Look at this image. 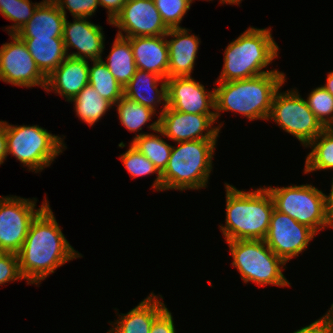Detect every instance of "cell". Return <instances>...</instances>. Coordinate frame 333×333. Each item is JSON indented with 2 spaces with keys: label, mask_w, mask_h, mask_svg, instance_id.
Wrapping results in <instances>:
<instances>
[{
  "label": "cell",
  "mask_w": 333,
  "mask_h": 333,
  "mask_svg": "<svg viewBox=\"0 0 333 333\" xmlns=\"http://www.w3.org/2000/svg\"><path fill=\"white\" fill-rule=\"evenodd\" d=\"M241 1L242 0H223V4H229V5H231V4H237V5H239L240 3H241Z\"/></svg>",
  "instance_id": "cell-42"
},
{
  "label": "cell",
  "mask_w": 333,
  "mask_h": 333,
  "mask_svg": "<svg viewBox=\"0 0 333 333\" xmlns=\"http://www.w3.org/2000/svg\"><path fill=\"white\" fill-rule=\"evenodd\" d=\"M93 66L89 65V85L96 92L109 101L113 106L123 97L124 88L117 82L103 63V58L93 60Z\"/></svg>",
  "instance_id": "cell-28"
},
{
  "label": "cell",
  "mask_w": 333,
  "mask_h": 333,
  "mask_svg": "<svg viewBox=\"0 0 333 333\" xmlns=\"http://www.w3.org/2000/svg\"><path fill=\"white\" fill-rule=\"evenodd\" d=\"M66 17L68 9L73 18H90L99 6V0H53Z\"/></svg>",
  "instance_id": "cell-34"
},
{
  "label": "cell",
  "mask_w": 333,
  "mask_h": 333,
  "mask_svg": "<svg viewBox=\"0 0 333 333\" xmlns=\"http://www.w3.org/2000/svg\"><path fill=\"white\" fill-rule=\"evenodd\" d=\"M193 1V0H192ZM208 1H210V0H208ZM212 1V0H211ZM220 4H223V0H220Z\"/></svg>",
  "instance_id": "cell-43"
},
{
  "label": "cell",
  "mask_w": 333,
  "mask_h": 333,
  "mask_svg": "<svg viewBox=\"0 0 333 333\" xmlns=\"http://www.w3.org/2000/svg\"><path fill=\"white\" fill-rule=\"evenodd\" d=\"M65 19L53 0H43L16 35L19 38H62Z\"/></svg>",
  "instance_id": "cell-21"
},
{
  "label": "cell",
  "mask_w": 333,
  "mask_h": 333,
  "mask_svg": "<svg viewBox=\"0 0 333 333\" xmlns=\"http://www.w3.org/2000/svg\"><path fill=\"white\" fill-rule=\"evenodd\" d=\"M232 255V266L241 275L243 282H253L264 287L276 285L290 286L282 273L286 262L277 256L264 240L226 241Z\"/></svg>",
  "instance_id": "cell-6"
},
{
  "label": "cell",
  "mask_w": 333,
  "mask_h": 333,
  "mask_svg": "<svg viewBox=\"0 0 333 333\" xmlns=\"http://www.w3.org/2000/svg\"><path fill=\"white\" fill-rule=\"evenodd\" d=\"M306 147L312 150L306 157L304 174L333 169V128H325Z\"/></svg>",
  "instance_id": "cell-26"
},
{
  "label": "cell",
  "mask_w": 333,
  "mask_h": 333,
  "mask_svg": "<svg viewBox=\"0 0 333 333\" xmlns=\"http://www.w3.org/2000/svg\"><path fill=\"white\" fill-rule=\"evenodd\" d=\"M136 68L168 78L169 53L165 35L130 37Z\"/></svg>",
  "instance_id": "cell-19"
},
{
  "label": "cell",
  "mask_w": 333,
  "mask_h": 333,
  "mask_svg": "<svg viewBox=\"0 0 333 333\" xmlns=\"http://www.w3.org/2000/svg\"><path fill=\"white\" fill-rule=\"evenodd\" d=\"M120 123L130 132H140L155 111L123 96L116 104Z\"/></svg>",
  "instance_id": "cell-29"
},
{
  "label": "cell",
  "mask_w": 333,
  "mask_h": 333,
  "mask_svg": "<svg viewBox=\"0 0 333 333\" xmlns=\"http://www.w3.org/2000/svg\"><path fill=\"white\" fill-rule=\"evenodd\" d=\"M286 81L283 72H268L248 79L215 82V115L232 111L252 120H267L276 91Z\"/></svg>",
  "instance_id": "cell-2"
},
{
  "label": "cell",
  "mask_w": 333,
  "mask_h": 333,
  "mask_svg": "<svg viewBox=\"0 0 333 333\" xmlns=\"http://www.w3.org/2000/svg\"><path fill=\"white\" fill-rule=\"evenodd\" d=\"M274 209L311 228L316 234L332 228L326 215V195L311 184L267 187Z\"/></svg>",
  "instance_id": "cell-8"
},
{
  "label": "cell",
  "mask_w": 333,
  "mask_h": 333,
  "mask_svg": "<svg viewBox=\"0 0 333 333\" xmlns=\"http://www.w3.org/2000/svg\"><path fill=\"white\" fill-rule=\"evenodd\" d=\"M164 24L169 28H181L180 23L190 9L192 0H153Z\"/></svg>",
  "instance_id": "cell-33"
},
{
  "label": "cell",
  "mask_w": 333,
  "mask_h": 333,
  "mask_svg": "<svg viewBox=\"0 0 333 333\" xmlns=\"http://www.w3.org/2000/svg\"><path fill=\"white\" fill-rule=\"evenodd\" d=\"M111 23L119 29L116 35L125 38L161 36L169 30L153 0H127Z\"/></svg>",
  "instance_id": "cell-14"
},
{
  "label": "cell",
  "mask_w": 333,
  "mask_h": 333,
  "mask_svg": "<svg viewBox=\"0 0 333 333\" xmlns=\"http://www.w3.org/2000/svg\"><path fill=\"white\" fill-rule=\"evenodd\" d=\"M7 156L28 167V171L41 172L66 148L64 139L49 133L39 125H11L6 122Z\"/></svg>",
  "instance_id": "cell-7"
},
{
  "label": "cell",
  "mask_w": 333,
  "mask_h": 333,
  "mask_svg": "<svg viewBox=\"0 0 333 333\" xmlns=\"http://www.w3.org/2000/svg\"><path fill=\"white\" fill-rule=\"evenodd\" d=\"M7 158L6 121H0V165Z\"/></svg>",
  "instance_id": "cell-39"
},
{
  "label": "cell",
  "mask_w": 333,
  "mask_h": 333,
  "mask_svg": "<svg viewBox=\"0 0 333 333\" xmlns=\"http://www.w3.org/2000/svg\"><path fill=\"white\" fill-rule=\"evenodd\" d=\"M184 27L172 28L165 35L168 45V78L191 76L198 53L200 39L188 34ZM168 37L172 39L167 40Z\"/></svg>",
  "instance_id": "cell-17"
},
{
  "label": "cell",
  "mask_w": 333,
  "mask_h": 333,
  "mask_svg": "<svg viewBox=\"0 0 333 333\" xmlns=\"http://www.w3.org/2000/svg\"><path fill=\"white\" fill-rule=\"evenodd\" d=\"M119 159H121L123 165L133 179L136 177L147 176L156 173L157 176L154 180L152 188L156 189V191H162L161 173L147 157H145L131 144L129 145V149L119 156Z\"/></svg>",
  "instance_id": "cell-31"
},
{
  "label": "cell",
  "mask_w": 333,
  "mask_h": 333,
  "mask_svg": "<svg viewBox=\"0 0 333 333\" xmlns=\"http://www.w3.org/2000/svg\"><path fill=\"white\" fill-rule=\"evenodd\" d=\"M158 84H160V89L157 88ZM123 96L155 112L157 104L162 103L164 106L160 110L161 115L167 106V79H163L155 73L137 69L124 87Z\"/></svg>",
  "instance_id": "cell-20"
},
{
  "label": "cell",
  "mask_w": 333,
  "mask_h": 333,
  "mask_svg": "<svg viewBox=\"0 0 333 333\" xmlns=\"http://www.w3.org/2000/svg\"><path fill=\"white\" fill-rule=\"evenodd\" d=\"M13 40L0 47V80L19 87L40 86L44 90L47 78L38 69L26 44L16 34H10Z\"/></svg>",
  "instance_id": "cell-12"
},
{
  "label": "cell",
  "mask_w": 333,
  "mask_h": 333,
  "mask_svg": "<svg viewBox=\"0 0 333 333\" xmlns=\"http://www.w3.org/2000/svg\"><path fill=\"white\" fill-rule=\"evenodd\" d=\"M279 46L268 28L249 27L228 44L224 51L223 69L215 82L248 79L276 69L263 70L278 57Z\"/></svg>",
  "instance_id": "cell-4"
},
{
  "label": "cell",
  "mask_w": 333,
  "mask_h": 333,
  "mask_svg": "<svg viewBox=\"0 0 333 333\" xmlns=\"http://www.w3.org/2000/svg\"><path fill=\"white\" fill-rule=\"evenodd\" d=\"M306 102L325 128H333V96L322 85L310 92Z\"/></svg>",
  "instance_id": "cell-32"
},
{
  "label": "cell",
  "mask_w": 333,
  "mask_h": 333,
  "mask_svg": "<svg viewBox=\"0 0 333 333\" xmlns=\"http://www.w3.org/2000/svg\"><path fill=\"white\" fill-rule=\"evenodd\" d=\"M47 78L67 57L63 38H20Z\"/></svg>",
  "instance_id": "cell-23"
},
{
  "label": "cell",
  "mask_w": 333,
  "mask_h": 333,
  "mask_svg": "<svg viewBox=\"0 0 333 333\" xmlns=\"http://www.w3.org/2000/svg\"><path fill=\"white\" fill-rule=\"evenodd\" d=\"M315 236L311 228L274 209L264 241L287 263L305 251Z\"/></svg>",
  "instance_id": "cell-13"
},
{
  "label": "cell",
  "mask_w": 333,
  "mask_h": 333,
  "mask_svg": "<svg viewBox=\"0 0 333 333\" xmlns=\"http://www.w3.org/2000/svg\"><path fill=\"white\" fill-rule=\"evenodd\" d=\"M293 333H333V303L324 316Z\"/></svg>",
  "instance_id": "cell-36"
},
{
  "label": "cell",
  "mask_w": 333,
  "mask_h": 333,
  "mask_svg": "<svg viewBox=\"0 0 333 333\" xmlns=\"http://www.w3.org/2000/svg\"><path fill=\"white\" fill-rule=\"evenodd\" d=\"M215 122L216 115L183 113L166 106L157 120L147 127L178 143L217 140L223 124L214 127Z\"/></svg>",
  "instance_id": "cell-11"
},
{
  "label": "cell",
  "mask_w": 333,
  "mask_h": 333,
  "mask_svg": "<svg viewBox=\"0 0 333 333\" xmlns=\"http://www.w3.org/2000/svg\"><path fill=\"white\" fill-rule=\"evenodd\" d=\"M276 91L268 120H273L282 130L295 136L302 146L314 140L325 127L308 107L297 89Z\"/></svg>",
  "instance_id": "cell-9"
},
{
  "label": "cell",
  "mask_w": 333,
  "mask_h": 333,
  "mask_svg": "<svg viewBox=\"0 0 333 333\" xmlns=\"http://www.w3.org/2000/svg\"><path fill=\"white\" fill-rule=\"evenodd\" d=\"M127 0H99V5L107 9L108 23L112 25L114 18L121 12Z\"/></svg>",
  "instance_id": "cell-38"
},
{
  "label": "cell",
  "mask_w": 333,
  "mask_h": 333,
  "mask_svg": "<svg viewBox=\"0 0 333 333\" xmlns=\"http://www.w3.org/2000/svg\"><path fill=\"white\" fill-rule=\"evenodd\" d=\"M326 215L330 226L333 228V177L331 191L329 195H326Z\"/></svg>",
  "instance_id": "cell-40"
},
{
  "label": "cell",
  "mask_w": 333,
  "mask_h": 333,
  "mask_svg": "<svg viewBox=\"0 0 333 333\" xmlns=\"http://www.w3.org/2000/svg\"><path fill=\"white\" fill-rule=\"evenodd\" d=\"M167 106L183 113L215 115V89L206 91L191 76L167 78Z\"/></svg>",
  "instance_id": "cell-15"
},
{
  "label": "cell",
  "mask_w": 333,
  "mask_h": 333,
  "mask_svg": "<svg viewBox=\"0 0 333 333\" xmlns=\"http://www.w3.org/2000/svg\"><path fill=\"white\" fill-rule=\"evenodd\" d=\"M40 3H32L30 0H0V14L14 22L12 26L5 28L8 35L16 34L33 16Z\"/></svg>",
  "instance_id": "cell-30"
},
{
  "label": "cell",
  "mask_w": 333,
  "mask_h": 333,
  "mask_svg": "<svg viewBox=\"0 0 333 333\" xmlns=\"http://www.w3.org/2000/svg\"><path fill=\"white\" fill-rule=\"evenodd\" d=\"M70 102H74L76 115L89 126L94 125L113 106L101 97L94 87L86 85Z\"/></svg>",
  "instance_id": "cell-25"
},
{
  "label": "cell",
  "mask_w": 333,
  "mask_h": 333,
  "mask_svg": "<svg viewBox=\"0 0 333 333\" xmlns=\"http://www.w3.org/2000/svg\"><path fill=\"white\" fill-rule=\"evenodd\" d=\"M89 65L88 60L68 56L47 77L46 92L54 91L70 102L89 84Z\"/></svg>",
  "instance_id": "cell-18"
},
{
  "label": "cell",
  "mask_w": 333,
  "mask_h": 333,
  "mask_svg": "<svg viewBox=\"0 0 333 333\" xmlns=\"http://www.w3.org/2000/svg\"><path fill=\"white\" fill-rule=\"evenodd\" d=\"M87 18H75L73 23L65 19L63 41L69 57L87 60L102 59L104 35L102 27L87 21ZM77 49V52L69 53V48Z\"/></svg>",
  "instance_id": "cell-16"
},
{
  "label": "cell",
  "mask_w": 333,
  "mask_h": 333,
  "mask_svg": "<svg viewBox=\"0 0 333 333\" xmlns=\"http://www.w3.org/2000/svg\"><path fill=\"white\" fill-rule=\"evenodd\" d=\"M226 219L219 227L225 241L264 240L274 210L271 195L264 187L238 190L225 183Z\"/></svg>",
  "instance_id": "cell-3"
},
{
  "label": "cell",
  "mask_w": 333,
  "mask_h": 333,
  "mask_svg": "<svg viewBox=\"0 0 333 333\" xmlns=\"http://www.w3.org/2000/svg\"><path fill=\"white\" fill-rule=\"evenodd\" d=\"M106 59L107 62L103 61V63L121 87L124 88L137 70L130 41L125 37L116 35L111 52H109Z\"/></svg>",
  "instance_id": "cell-24"
},
{
  "label": "cell",
  "mask_w": 333,
  "mask_h": 333,
  "mask_svg": "<svg viewBox=\"0 0 333 333\" xmlns=\"http://www.w3.org/2000/svg\"><path fill=\"white\" fill-rule=\"evenodd\" d=\"M17 255L24 280L36 285L66 262L83 257L65 238L49 203L31 222Z\"/></svg>",
  "instance_id": "cell-1"
},
{
  "label": "cell",
  "mask_w": 333,
  "mask_h": 333,
  "mask_svg": "<svg viewBox=\"0 0 333 333\" xmlns=\"http://www.w3.org/2000/svg\"><path fill=\"white\" fill-rule=\"evenodd\" d=\"M162 295L149 294L126 314H119L107 333H149L154 319L166 308ZM162 301V302H161Z\"/></svg>",
  "instance_id": "cell-22"
},
{
  "label": "cell",
  "mask_w": 333,
  "mask_h": 333,
  "mask_svg": "<svg viewBox=\"0 0 333 333\" xmlns=\"http://www.w3.org/2000/svg\"><path fill=\"white\" fill-rule=\"evenodd\" d=\"M172 313L166 307L153 321L149 333H176Z\"/></svg>",
  "instance_id": "cell-37"
},
{
  "label": "cell",
  "mask_w": 333,
  "mask_h": 333,
  "mask_svg": "<svg viewBox=\"0 0 333 333\" xmlns=\"http://www.w3.org/2000/svg\"><path fill=\"white\" fill-rule=\"evenodd\" d=\"M323 87L333 96V71L329 72Z\"/></svg>",
  "instance_id": "cell-41"
},
{
  "label": "cell",
  "mask_w": 333,
  "mask_h": 333,
  "mask_svg": "<svg viewBox=\"0 0 333 333\" xmlns=\"http://www.w3.org/2000/svg\"><path fill=\"white\" fill-rule=\"evenodd\" d=\"M24 279L19 268V259L16 253L0 252V285Z\"/></svg>",
  "instance_id": "cell-35"
},
{
  "label": "cell",
  "mask_w": 333,
  "mask_h": 333,
  "mask_svg": "<svg viewBox=\"0 0 333 333\" xmlns=\"http://www.w3.org/2000/svg\"><path fill=\"white\" fill-rule=\"evenodd\" d=\"M33 199V200H32ZM0 196V252L18 253L31 222L48 204L47 199L36 209V198Z\"/></svg>",
  "instance_id": "cell-10"
},
{
  "label": "cell",
  "mask_w": 333,
  "mask_h": 333,
  "mask_svg": "<svg viewBox=\"0 0 333 333\" xmlns=\"http://www.w3.org/2000/svg\"><path fill=\"white\" fill-rule=\"evenodd\" d=\"M217 140L178 142L161 173L162 191L206 188L212 171Z\"/></svg>",
  "instance_id": "cell-5"
},
{
  "label": "cell",
  "mask_w": 333,
  "mask_h": 333,
  "mask_svg": "<svg viewBox=\"0 0 333 333\" xmlns=\"http://www.w3.org/2000/svg\"><path fill=\"white\" fill-rule=\"evenodd\" d=\"M129 143L141 152L150 162L154 164L157 170L162 173L170 158L172 145L163 140L159 134L138 133Z\"/></svg>",
  "instance_id": "cell-27"
}]
</instances>
